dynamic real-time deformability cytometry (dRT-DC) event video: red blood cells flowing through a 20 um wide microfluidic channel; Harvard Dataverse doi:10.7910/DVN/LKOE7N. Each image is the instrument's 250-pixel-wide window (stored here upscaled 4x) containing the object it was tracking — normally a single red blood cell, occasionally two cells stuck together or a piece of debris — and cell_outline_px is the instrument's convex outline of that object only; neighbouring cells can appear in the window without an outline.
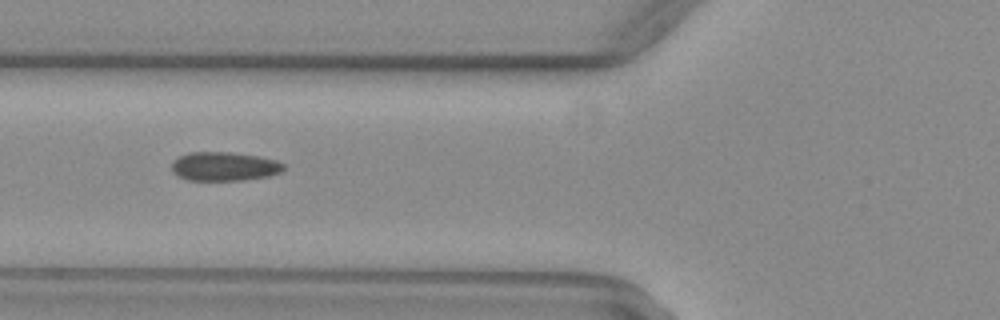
{"species": "common noctule bat (a hibernating species)", "species_latin": "Nyctalus noctula", "temperature_condition": "warm", "stored_images_in_passage": 37, "camera_frame_rate_fps": 3000, "um_per_image_px": 0.085, "animal": {"sex": "female", "body_mass_g": 29.2, "forearm_length_mm": 56.3}, "frame": {"image": 1, "passage_image": 6, "time_ms": 1.667, "image_size_px": [1000, 320], "cell_outline_px": [[284, 168], [280, 172], [268, 176], [240, 180], [188, 180], [176, 176], [172, 172], [172, 160], [188, 152], [228, 152], [256, 156], [276, 160], [284, 164]], "centroid_in_image_um": [19.01, 14.14], "position_along_channel_um": 106.8, "area_um2": 18.79}}
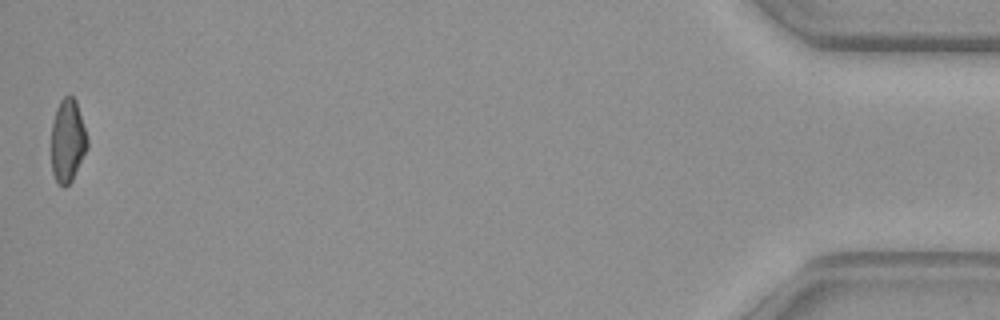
{"frame": {"image": 2, "passage_image": 37, "time_ms": 12.0, "image_size_px": [1000, 320], "cell_outline_px": [[88, 148], [72, 180], [64, 188], [56, 180], [52, 172], [52, 124], [56, 108], [60, 100], [64, 96], [72, 96], [76, 100], [88, 140]], "centroid_in_image_um": [5.75, 11.96], "position_along_channel_um": 429.4, "area_um2": 17.34}, "authors_computed_cell_mechanics": {"area_um2": 18.785, "velocity_mm_per_s": 4.0517, "shape_relaxation_time_tau1_ms": null, "shape_relaxation_time_tau2_ms": 1.2845, "deformation_change_tau1": null, "deformation_change_tau2": 0.0697}}